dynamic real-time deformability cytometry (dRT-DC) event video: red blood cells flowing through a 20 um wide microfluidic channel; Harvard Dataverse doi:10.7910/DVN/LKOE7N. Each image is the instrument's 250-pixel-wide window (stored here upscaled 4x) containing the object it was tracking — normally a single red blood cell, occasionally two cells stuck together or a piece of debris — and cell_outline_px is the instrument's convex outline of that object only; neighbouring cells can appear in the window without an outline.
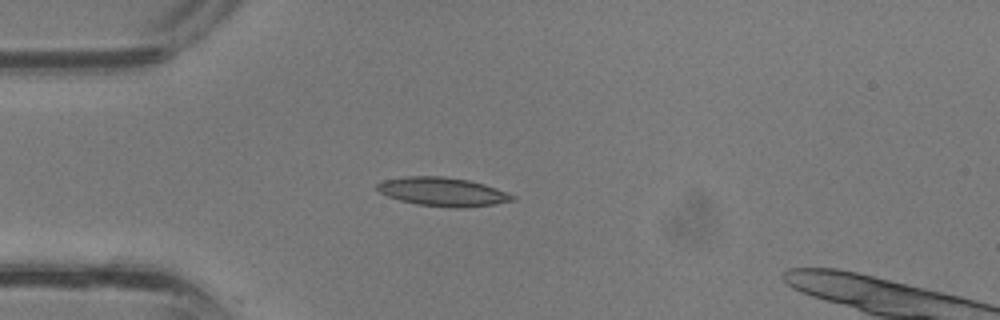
{"species": "common noctule bat (a hibernating species)", "species_latin": "Nyctalus noctula", "temperature_condition": "room temperature", "stored_images_in_passage": 34, "camera_frame_rate_fps": 3000, "um_per_image_px": 0.085, "animal": {"sex": "male", "body_mass_g": 13.3}, "frame": {"image": 1, "passage_image": 8, "time_ms": 2.333, "image_size_px": [1000, 320], "cell_outline_px": [[516, 200], [492, 204], [416, 204], [400, 200], [388, 196], [380, 192], [376, 188], [376, 184], [384, 180], [408, 176], [444, 176], [468, 180], [484, 184], [496, 188], [516, 196]], "centroid_in_image_um": [37.57, 16.23], "position_along_channel_um": 47.4, "area_um2": 21.33}}
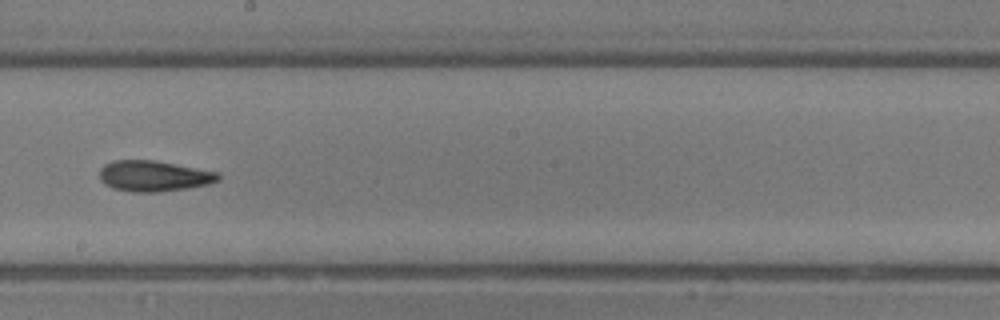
{"frame": {"image": 2, "passage_image": 19, "time_ms": 6.0, "image_size_px": [1000, 320], "cell_outline_px": [[220, 180], [208, 184], [188, 188], [160, 192], [132, 192], [112, 188], [104, 184], [100, 180], [100, 168], [104, 164], [112, 160], [156, 160], [220, 172]], "centroid_in_image_um": [13.08, 14.96], "position_along_channel_um": 235.1, "area_um2": 21.62}}
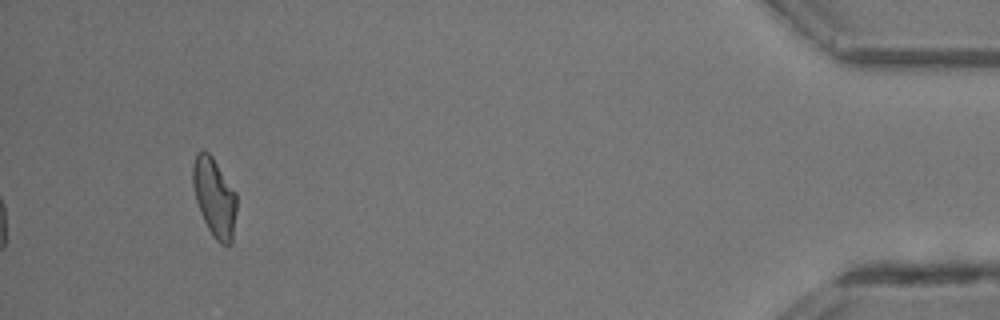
{"frame": {"image": 3, "passage_image": 33, "time_ms": 10.667, "image_size_px": [1000, 320], "cell_outline_px": [[236, 208], [232, 244], [220, 244], [212, 236], [200, 212], [196, 200], [192, 184], [192, 164], [196, 152], [204, 148], [212, 156], [236, 192]], "centroid_in_image_um": [18.21, 16.74], "position_along_channel_um": 417.0, "area_um2": 20.29}}